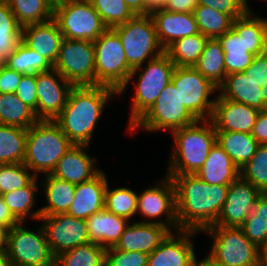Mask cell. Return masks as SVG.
I'll use <instances>...</instances> for the list:
<instances>
[{
    "label": "cell",
    "instance_id": "cell-56",
    "mask_svg": "<svg viewBox=\"0 0 267 266\" xmlns=\"http://www.w3.org/2000/svg\"><path fill=\"white\" fill-rule=\"evenodd\" d=\"M167 0H144V14L151 15L153 12L162 10Z\"/></svg>",
    "mask_w": 267,
    "mask_h": 266
},
{
    "label": "cell",
    "instance_id": "cell-17",
    "mask_svg": "<svg viewBox=\"0 0 267 266\" xmlns=\"http://www.w3.org/2000/svg\"><path fill=\"white\" fill-rule=\"evenodd\" d=\"M174 233L176 235H174ZM171 232L166 239L148 255L147 266H200L195 255L192 237L194 230ZM192 240V241H191Z\"/></svg>",
    "mask_w": 267,
    "mask_h": 266
},
{
    "label": "cell",
    "instance_id": "cell-4",
    "mask_svg": "<svg viewBox=\"0 0 267 266\" xmlns=\"http://www.w3.org/2000/svg\"><path fill=\"white\" fill-rule=\"evenodd\" d=\"M73 145L55 120H38L28 129L23 163L36 177L51 174Z\"/></svg>",
    "mask_w": 267,
    "mask_h": 266
},
{
    "label": "cell",
    "instance_id": "cell-14",
    "mask_svg": "<svg viewBox=\"0 0 267 266\" xmlns=\"http://www.w3.org/2000/svg\"><path fill=\"white\" fill-rule=\"evenodd\" d=\"M160 184H156L151 188L144 190L138 194L137 198V213L141 214L148 220H143V223H154L168 227L171 231H179L176 208V190L173 180L168 175ZM165 216L164 220H156L161 216ZM155 219L154 221L151 220ZM173 227V228H172ZM173 229V230H172Z\"/></svg>",
    "mask_w": 267,
    "mask_h": 266
},
{
    "label": "cell",
    "instance_id": "cell-48",
    "mask_svg": "<svg viewBox=\"0 0 267 266\" xmlns=\"http://www.w3.org/2000/svg\"><path fill=\"white\" fill-rule=\"evenodd\" d=\"M198 5L209 6L227 14L232 20L247 12L242 0H198Z\"/></svg>",
    "mask_w": 267,
    "mask_h": 266
},
{
    "label": "cell",
    "instance_id": "cell-24",
    "mask_svg": "<svg viewBox=\"0 0 267 266\" xmlns=\"http://www.w3.org/2000/svg\"><path fill=\"white\" fill-rule=\"evenodd\" d=\"M151 17L164 50L180 38L200 33L193 13L169 12L162 9L153 12Z\"/></svg>",
    "mask_w": 267,
    "mask_h": 266
},
{
    "label": "cell",
    "instance_id": "cell-15",
    "mask_svg": "<svg viewBox=\"0 0 267 266\" xmlns=\"http://www.w3.org/2000/svg\"><path fill=\"white\" fill-rule=\"evenodd\" d=\"M40 220L44 222L42 228L55 257L90 242L86 220L67 213L41 215Z\"/></svg>",
    "mask_w": 267,
    "mask_h": 266
},
{
    "label": "cell",
    "instance_id": "cell-44",
    "mask_svg": "<svg viewBox=\"0 0 267 266\" xmlns=\"http://www.w3.org/2000/svg\"><path fill=\"white\" fill-rule=\"evenodd\" d=\"M240 177L261 192L267 188V145H258L255 154L240 169Z\"/></svg>",
    "mask_w": 267,
    "mask_h": 266
},
{
    "label": "cell",
    "instance_id": "cell-7",
    "mask_svg": "<svg viewBox=\"0 0 267 266\" xmlns=\"http://www.w3.org/2000/svg\"><path fill=\"white\" fill-rule=\"evenodd\" d=\"M112 29L121 39L128 66L132 70L143 67L147 61L165 52L158 40L151 15L136 14L127 22Z\"/></svg>",
    "mask_w": 267,
    "mask_h": 266
},
{
    "label": "cell",
    "instance_id": "cell-41",
    "mask_svg": "<svg viewBox=\"0 0 267 266\" xmlns=\"http://www.w3.org/2000/svg\"><path fill=\"white\" fill-rule=\"evenodd\" d=\"M260 17L254 12L243 15V41L255 56L267 51V19Z\"/></svg>",
    "mask_w": 267,
    "mask_h": 266
},
{
    "label": "cell",
    "instance_id": "cell-45",
    "mask_svg": "<svg viewBox=\"0 0 267 266\" xmlns=\"http://www.w3.org/2000/svg\"><path fill=\"white\" fill-rule=\"evenodd\" d=\"M35 177L24 163L0 164V195L27 186Z\"/></svg>",
    "mask_w": 267,
    "mask_h": 266
},
{
    "label": "cell",
    "instance_id": "cell-12",
    "mask_svg": "<svg viewBox=\"0 0 267 266\" xmlns=\"http://www.w3.org/2000/svg\"><path fill=\"white\" fill-rule=\"evenodd\" d=\"M171 81L179 90L181 102L197 120L211 119L216 96L210 100V95L218 91L216 85L194 67H175Z\"/></svg>",
    "mask_w": 267,
    "mask_h": 266
},
{
    "label": "cell",
    "instance_id": "cell-9",
    "mask_svg": "<svg viewBox=\"0 0 267 266\" xmlns=\"http://www.w3.org/2000/svg\"><path fill=\"white\" fill-rule=\"evenodd\" d=\"M196 121L181 102L179 90L170 81L153 106L128 131L134 133L141 128L148 132L170 130L172 133Z\"/></svg>",
    "mask_w": 267,
    "mask_h": 266
},
{
    "label": "cell",
    "instance_id": "cell-26",
    "mask_svg": "<svg viewBox=\"0 0 267 266\" xmlns=\"http://www.w3.org/2000/svg\"><path fill=\"white\" fill-rule=\"evenodd\" d=\"M87 229L91 243L107 249L115 247L130 221L107 209L94 213L88 219Z\"/></svg>",
    "mask_w": 267,
    "mask_h": 266
},
{
    "label": "cell",
    "instance_id": "cell-64",
    "mask_svg": "<svg viewBox=\"0 0 267 266\" xmlns=\"http://www.w3.org/2000/svg\"><path fill=\"white\" fill-rule=\"evenodd\" d=\"M243 1V3H244V6H245V9H246V11L247 12H253L252 10H251V8H250V6L248 5V0H242ZM263 1H265V0H263ZM267 1V0H266Z\"/></svg>",
    "mask_w": 267,
    "mask_h": 266
},
{
    "label": "cell",
    "instance_id": "cell-38",
    "mask_svg": "<svg viewBox=\"0 0 267 266\" xmlns=\"http://www.w3.org/2000/svg\"><path fill=\"white\" fill-rule=\"evenodd\" d=\"M106 249L87 243L62 252L55 257V266H105Z\"/></svg>",
    "mask_w": 267,
    "mask_h": 266
},
{
    "label": "cell",
    "instance_id": "cell-30",
    "mask_svg": "<svg viewBox=\"0 0 267 266\" xmlns=\"http://www.w3.org/2000/svg\"><path fill=\"white\" fill-rule=\"evenodd\" d=\"M216 143L240 170L255 154L258 142L249 133L216 131Z\"/></svg>",
    "mask_w": 267,
    "mask_h": 266
},
{
    "label": "cell",
    "instance_id": "cell-2",
    "mask_svg": "<svg viewBox=\"0 0 267 266\" xmlns=\"http://www.w3.org/2000/svg\"><path fill=\"white\" fill-rule=\"evenodd\" d=\"M118 92L109 86H74L54 119L74 145H88L108 101Z\"/></svg>",
    "mask_w": 267,
    "mask_h": 266
},
{
    "label": "cell",
    "instance_id": "cell-25",
    "mask_svg": "<svg viewBox=\"0 0 267 266\" xmlns=\"http://www.w3.org/2000/svg\"><path fill=\"white\" fill-rule=\"evenodd\" d=\"M217 39L224 51L227 75L244 72L251 65L255 55L246 49L243 41V15L234 19L231 28Z\"/></svg>",
    "mask_w": 267,
    "mask_h": 266
},
{
    "label": "cell",
    "instance_id": "cell-50",
    "mask_svg": "<svg viewBox=\"0 0 267 266\" xmlns=\"http://www.w3.org/2000/svg\"><path fill=\"white\" fill-rule=\"evenodd\" d=\"M246 77H250L260 87L267 86V51L254 56L251 65L243 72Z\"/></svg>",
    "mask_w": 267,
    "mask_h": 266
},
{
    "label": "cell",
    "instance_id": "cell-32",
    "mask_svg": "<svg viewBox=\"0 0 267 266\" xmlns=\"http://www.w3.org/2000/svg\"><path fill=\"white\" fill-rule=\"evenodd\" d=\"M194 68L219 87L226 78L224 51L218 39H208Z\"/></svg>",
    "mask_w": 267,
    "mask_h": 266
},
{
    "label": "cell",
    "instance_id": "cell-22",
    "mask_svg": "<svg viewBox=\"0 0 267 266\" xmlns=\"http://www.w3.org/2000/svg\"><path fill=\"white\" fill-rule=\"evenodd\" d=\"M107 179L106 174L101 171L91 180L76 185L74 200L67 214L86 220L104 209Z\"/></svg>",
    "mask_w": 267,
    "mask_h": 266
},
{
    "label": "cell",
    "instance_id": "cell-65",
    "mask_svg": "<svg viewBox=\"0 0 267 266\" xmlns=\"http://www.w3.org/2000/svg\"><path fill=\"white\" fill-rule=\"evenodd\" d=\"M5 65V60H3L1 57H0V71L2 69V67Z\"/></svg>",
    "mask_w": 267,
    "mask_h": 266
},
{
    "label": "cell",
    "instance_id": "cell-29",
    "mask_svg": "<svg viewBox=\"0 0 267 266\" xmlns=\"http://www.w3.org/2000/svg\"><path fill=\"white\" fill-rule=\"evenodd\" d=\"M44 177V181L40 184L44 187L43 193L47 205L40 208L41 215L67 213L74 200L76 185L51 174H46Z\"/></svg>",
    "mask_w": 267,
    "mask_h": 266
},
{
    "label": "cell",
    "instance_id": "cell-8",
    "mask_svg": "<svg viewBox=\"0 0 267 266\" xmlns=\"http://www.w3.org/2000/svg\"><path fill=\"white\" fill-rule=\"evenodd\" d=\"M93 43L95 85L109 86L118 92L127 83L132 71L119 35L112 28H107Z\"/></svg>",
    "mask_w": 267,
    "mask_h": 266
},
{
    "label": "cell",
    "instance_id": "cell-54",
    "mask_svg": "<svg viewBox=\"0 0 267 266\" xmlns=\"http://www.w3.org/2000/svg\"><path fill=\"white\" fill-rule=\"evenodd\" d=\"M20 41L21 36H0V57L6 60Z\"/></svg>",
    "mask_w": 267,
    "mask_h": 266
},
{
    "label": "cell",
    "instance_id": "cell-42",
    "mask_svg": "<svg viewBox=\"0 0 267 266\" xmlns=\"http://www.w3.org/2000/svg\"><path fill=\"white\" fill-rule=\"evenodd\" d=\"M137 192L127 187L109 188L105 191L104 208L130 221L137 213Z\"/></svg>",
    "mask_w": 267,
    "mask_h": 266
},
{
    "label": "cell",
    "instance_id": "cell-46",
    "mask_svg": "<svg viewBox=\"0 0 267 266\" xmlns=\"http://www.w3.org/2000/svg\"><path fill=\"white\" fill-rule=\"evenodd\" d=\"M148 255L139 251H122L115 247L105 251V266H147Z\"/></svg>",
    "mask_w": 267,
    "mask_h": 266
},
{
    "label": "cell",
    "instance_id": "cell-52",
    "mask_svg": "<svg viewBox=\"0 0 267 266\" xmlns=\"http://www.w3.org/2000/svg\"><path fill=\"white\" fill-rule=\"evenodd\" d=\"M251 135L259 145H267V109L259 111Z\"/></svg>",
    "mask_w": 267,
    "mask_h": 266
},
{
    "label": "cell",
    "instance_id": "cell-19",
    "mask_svg": "<svg viewBox=\"0 0 267 266\" xmlns=\"http://www.w3.org/2000/svg\"><path fill=\"white\" fill-rule=\"evenodd\" d=\"M259 110L246 104L216 96L211 121L216 131L245 132L251 134Z\"/></svg>",
    "mask_w": 267,
    "mask_h": 266
},
{
    "label": "cell",
    "instance_id": "cell-33",
    "mask_svg": "<svg viewBox=\"0 0 267 266\" xmlns=\"http://www.w3.org/2000/svg\"><path fill=\"white\" fill-rule=\"evenodd\" d=\"M208 39L201 33L183 37L169 45L165 53L176 67H194Z\"/></svg>",
    "mask_w": 267,
    "mask_h": 266
},
{
    "label": "cell",
    "instance_id": "cell-28",
    "mask_svg": "<svg viewBox=\"0 0 267 266\" xmlns=\"http://www.w3.org/2000/svg\"><path fill=\"white\" fill-rule=\"evenodd\" d=\"M195 175L211 185H230L240 176V170L223 148L215 143Z\"/></svg>",
    "mask_w": 267,
    "mask_h": 266
},
{
    "label": "cell",
    "instance_id": "cell-60",
    "mask_svg": "<svg viewBox=\"0 0 267 266\" xmlns=\"http://www.w3.org/2000/svg\"><path fill=\"white\" fill-rule=\"evenodd\" d=\"M261 263H262V266H267V242L261 248Z\"/></svg>",
    "mask_w": 267,
    "mask_h": 266
},
{
    "label": "cell",
    "instance_id": "cell-37",
    "mask_svg": "<svg viewBox=\"0 0 267 266\" xmlns=\"http://www.w3.org/2000/svg\"><path fill=\"white\" fill-rule=\"evenodd\" d=\"M7 2L22 28L53 19V5L49 0H7Z\"/></svg>",
    "mask_w": 267,
    "mask_h": 266
},
{
    "label": "cell",
    "instance_id": "cell-47",
    "mask_svg": "<svg viewBox=\"0 0 267 266\" xmlns=\"http://www.w3.org/2000/svg\"><path fill=\"white\" fill-rule=\"evenodd\" d=\"M15 94L35 112L37 117L36 75H23Z\"/></svg>",
    "mask_w": 267,
    "mask_h": 266
},
{
    "label": "cell",
    "instance_id": "cell-11",
    "mask_svg": "<svg viewBox=\"0 0 267 266\" xmlns=\"http://www.w3.org/2000/svg\"><path fill=\"white\" fill-rule=\"evenodd\" d=\"M53 69L73 86L95 85L93 41L63 38Z\"/></svg>",
    "mask_w": 267,
    "mask_h": 266
},
{
    "label": "cell",
    "instance_id": "cell-59",
    "mask_svg": "<svg viewBox=\"0 0 267 266\" xmlns=\"http://www.w3.org/2000/svg\"><path fill=\"white\" fill-rule=\"evenodd\" d=\"M0 266H12L7 251H0Z\"/></svg>",
    "mask_w": 267,
    "mask_h": 266
},
{
    "label": "cell",
    "instance_id": "cell-5",
    "mask_svg": "<svg viewBox=\"0 0 267 266\" xmlns=\"http://www.w3.org/2000/svg\"><path fill=\"white\" fill-rule=\"evenodd\" d=\"M144 65L146 66L143 68L140 66L133 69L127 83L118 91V95H122L129 82L138 76L137 83L134 84L135 94L131 100L128 128H131L153 106L162 90L171 81L176 67L165 52Z\"/></svg>",
    "mask_w": 267,
    "mask_h": 266
},
{
    "label": "cell",
    "instance_id": "cell-1",
    "mask_svg": "<svg viewBox=\"0 0 267 266\" xmlns=\"http://www.w3.org/2000/svg\"><path fill=\"white\" fill-rule=\"evenodd\" d=\"M168 176L176 190L179 229L202 232L214 225L222 211L229 185H211L195 174Z\"/></svg>",
    "mask_w": 267,
    "mask_h": 266
},
{
    "label": "cell",
    "instance_id": "cell-21",
    "mask_svg": "<svg viewBox=\"0 0 267 266\" xmlns=\"http://www.w3.org/2000/svg\"><path fill=\"white\" fill-rule=\"evenodd\" d=\"M173 231L154 223H129L115 248L122 251L152 253Z\"/></svg>",
    "mask_w": 267,
    "mask_h": 266
},
{
    "label": "cell",
    "instance_id": "cell-18",
    "mask_svg": "<svg viewBox=\"0 0 267 266\" xmlns=\"http://www.w3.org/2000/svg\"><path fill=\"white\" fill-rule=\"evenodd\" d=\"M262 192L240 176L228 188L222 211L212 226L240 227Z\"/></svg>",
    "mask_w": 267,
    "mask_h": 266
},
{
    "label": "cell",
    "instance_id": "cell-63",
    "mask_svg": "<svg viewBox=\"0 0 267 266\" xmlns=\"http://www.w3.org/2000/svg\"><path fill=\"white\" fill-rule=\"evenodd\" d=\"M67 1H70V0H49V2L55 6L57 4H60V3H63V2H67Z\"/></svg>",
    "mask_w": 267,
    "mask_h": 266
},
{
    "label": "cell",
    "instance_id": "cell-3",
    "mask_svg": "<svg viewBox=\"0 0 267 266\" xmlns=\"http://www.w3.org/2000/svg\"><path fill=\"white\" fill-rule=\"evenodd\" d=\"M174 145L166 175L196 174L216 143V129L210 119L172 132Z\"/></svg>",
    "mask_w": 267,
    "mask_h": 266
},
{
    "label": "cell",
    "instance_id": "cell-57",
    "mask_svg": "<svg viewBox=\"0 0 267 266\" xmlns=\"http://www.w3.org/2000/svg\"><path fill=\"white\" fill-rule=\"evenodd\" d=\"M135 14H144V0H124Z\"/></svg>",
    "mask_w": 267,
    "mask_h": 266
},
{
    "label": "cell",
    "instance_id": "cell-16",
    "mask_svg": "<svg viewBox=\"0 0 267 266\" xmlns=\"http://www.w3.org/2000/svg\"><path fill=\"white\" fill-rule=\"evenodd\" d=\"M74 86L55 69L36 74L37 118L54 120L66 105Z\"/></svg>",
    "mask_w": 267,
    "mask_h": 266
},
{
    "label": "cell",
    "instance_id": "cell-31",
    "mask_svg": "<svg viewBox=\"0 0 267 266\" xmlns=\"http://www.w3.org/2000/svg\"><path fill=\"white\" fill-rule=\"evenodd\" d=\"M38 184V177H35L27 186L1 195L9 210L20 222H25L29 216L34 220L40 219L41 209L32 211L36 203L35 193L39 190Z\"/></svg>",
    "mask_w": 267,
    "mask_h": 266
},
{
    "label": "cell",
    "instance_id": "cell-34",
    "mask_svg": "<svg viewBox=\"0 0 267 266\" xmlns=\"http://www.w3.org/2000/svg\"><path fill=\"white\" fill-rule=\"evenodd\" d=\"M28 129L0 124V164L23 163Z\"/></svg>",
    "mask_w": 267,
    "mask_h": 266
},
{
    "label": "cell",
    "instance_id": "cell-58",
    "mask_svg": "<svg viewBox=\"0 0 267 266\" xmlns=\"http://www.w3.org/2000/svg\"><path fill=\"white\" fill-rule=\"evenodd\" d=\"M8 232L9 229L0 226V251L7 250Z\"/></svg>",
    "mask_w": 267,
    "mask_h": 266
},
{
    "label": "cell",
    "instance_id": "cell-13",
    "mask_svg": "<svg viewBox=\"0 0 267 266\" xmlns=\"http://www.w3.org/2000/svg\"><path fill=\"white\" fill-rule=\"evenodd\" d=\"M23 225L24 222H20L8 232L6 251L12 266H55V256L42 225L35 232Z\"/></svg>",
    "mask_w": 267,
    "mask_h": 266
},
{
    "label": "cell",
    "instance_id": "cell-6",
    "mask_svg": "<svg viewBox=\"0 0 267 266\" xmlns=\"http://www.w3.org/2000/svg\"><path fill=\"white\" fill-rule=\"evenodd\" d=\"M202 232L209 234L213 244L200 262L262 266L261 249L245 236L240 227L210 226Z\"/></svg>",
    "mask_w": 267,
    "mask_h": 266
},
{
    "label": "cell",
    "instance_id": "cell-10",
    "mask_svg": "<svg viewBox=\"0 0 267 266\" xmlns=\"http://www.w3.org/2000/svg\"><path fill=\"white\" fill-rule=\"evenodd\" d=\"M53 20L63 38L95 41L107 27L89 0H70L53 6Z\"/></svg>",
    "mask_w": 267,
    "mask_h": 266
},
{
    "label": "cell",
    "instance_id": "cell-36",
    "mask_svg": "<svg viewBox=\"0 0 267 266\" xmlns=\"http://www.w3.org/2000/svg\"><path fill=\"white\" fill-rule=\"evenodd\" d=\"M5 65L23 75H36L53 69V65L46 58L27 47L22 41L5 60Z\"/></svg>",
    "mask_w": 267,
    "mask_h": 266
},
{
    "label": "cell",
    "instance_id": "cell-40",
    "mask_svg": "<svg viewBox=\"0 0 267 266\" xmlns=\"http://www.w3.org/2000/svg\"><path fill=\"white\" fill-rule=\"evenodd\" d=\"M245 236L260 249L267 242V198L261 194L252 213L240 226Z\"/></svg>",
    "mask_w": 267,
    "mask_h": 266
},
{
    "label": "cell",
    "instance_id": "cell-43",
    "mask_svg": "<svg viewBox=\"0 0 267 266\" xmlns=\"http://www.w3.org/2000/svg\"><path fill=\"white\" fill-rule=\"evenodd\" d=\"M107 28L127 22L136 14L124 0H89Z\"/></svg>",
    "mask_w": 267,
    "mask_h": 266
},
{
    "label": "cell",
    "instance_id": "cell-20",
    "mask_svg": "<svg viewBox=\"0 0 267 266\" xmlns=\"http://www.w3.org/2000/svg\"><path fill=\"white\" fill-rule=\"evenodd\" d=\"M88 145H73L57 162L52 176L78 185L97 176L102 170L95 165V158L87 154Z\"/></svg>",
    "mask_w": 267,
    "mask_h": 266
},
{
    "label": "cell",
    "instance_id": "cell-51",
    "mask_svg": "<svg viewBox=\"0 0 267 266\" xmlns=\"http://www.w3.org/2000/svg\"><path fill=\"white\" fill-rule=\"evenodd\" d=\"M23 74L16 72L6 65L0 71V94L15 93Z\"/></svg>",
    "mask_w": 267,
    "mask_h": 266
},
{
    "label": "cell",
    "instance_id": "cell-62",
    "mask_svg": "<svg viewBox=\"0 0 267 266\" xmlns=\"http://www.w3.org/2000/svg\"><path fill=\"white\" fill-rule=\"evenodd\" d=\"M264 98V109H267V86L261 89Z\"/></svg>",
    "mask_w": 267,
    "mask_h": 266
},
{
    "label": "cell",
    "instance_id": "cell-55",
    "mask_svg": "<svg viewBox=\"0 0 267 266\" xmlns=\"http://www.w3.org/2000/svg\"><path fill=\"white\" fill-rule=\"evenodd\" d=\"M19 223L20 221L12 214L3 198L0 197V226L10 230Z\"/></svg>",
    "mask_w": 267,
    "mask_h": 266
},
{
    "label": "cell",
    "instance_id": "cell-35",
    "mask_svg": "<svg viewBox=\"0 0 267 266\" xmlns=\"http://www.w3.org/2000/svg\"><path fill=\"white\" fill-rule=\"evenodd\" d=\"M39 119L15 93L0 94V124L29 129Z\"/></svg>",
    "mask_w": 267,
    "mask_h": 266
},
{
    "label": "cell",
    "instance_id": "cell-27",
    "mask_svg": "<svg viewBox=\"0 0 267 266\" xmlns=\"http://www.w3.org/2000/svg\"><path fill=\"white\" fill-rule=\"evenodd\" d=\"M262 87L243 72L226 75L225 81L218 87L219 95L224 99L246 104L261 111L264 109Z\"/></svg>",
    "mask_w": 267,
    "mask_h": 266
},
{
    "label": "cell",
    "instance_id": "cell-66",
    "mask_svg": "<svg viewBox=\"0 0 267 266\" xmlns=\"http://www.w3.org/2000/svg\"><path fill=\"white\" fill-rule=\"evenodd\" d=\"M262 195H264L267 198V188L262 192Z\"/></svg>",
    "mask_w": 267,
    "mask_h": 266
},
{
    "label": "cell",
    "instance_id": "cell-61",
    "mask_svg": "<svg viewBox=\"0 0 267 266\" xmlns=\"http://www.w3.org/2000/svg\"><path fill=\"white\" fill-rule=\"evenodd\" d=\"M200 266H234L219 262H200Z\"/></svg>",
    "mask_w": 267,
    "mask_h": 266
},
{
    "label": "cell",
    "instance_id": "cell-49",
    "mask_svg": "<svg viewBox=\"0 0 267 266\" xmlns=\"http://www.w3.org/2000/svg\"><path fill=\"white\" fill-rule=\"evenodd\" d=\"M21 31L7 0H0V36H21Z\"/></svg>",
    "mask_w": 267,
    "mask_h": 266
},
{
    "label": "cell",
    "instance_id": "cell-39",
    "mask_svg": "<svg viewBox=\"0 0 267 266\" xmlns=\"http://www.w3.org/2000/svg\"><path fill=\"white\" fill-rule=\"evenodd\" d=\"M193 15L199 32L209 39L224 35L231 28L233 21L227 14L204 5H198Z\"/></svg>",
    "mask_w": 267,
    "mask_h": 266
},
{
    "label": "cell",
    "instance_id": "cell-23",
    "mask_svg": "<svg viewBox=\"0 0 267 266\" xmlns=\"http://www.w3.org/2000/svg\"><path fill=\"white\" fill-rule=\"evenodd\" d=\"M62 40L63 34L53 19L24 26L21 31V41L46 58L52 65L57 60Z\"/></svg>",
    "mask_w": 267,
    "mask_h": 266
},
{
    "label": "cell",
    "instance_id": "cell-53",
    "mask_svg": "<svg viewBox=\"0 0 267 266\" xmlns=\"http://www.w3.org/2000/svg\"><path fill=\"white\" fill-rule=\"evenodd\" d=\"M198 0H167L164 10L178 13H193Z\"/></svg>",
    "mask_w": 267,
    "mask_h": 266
}]
</instances>
